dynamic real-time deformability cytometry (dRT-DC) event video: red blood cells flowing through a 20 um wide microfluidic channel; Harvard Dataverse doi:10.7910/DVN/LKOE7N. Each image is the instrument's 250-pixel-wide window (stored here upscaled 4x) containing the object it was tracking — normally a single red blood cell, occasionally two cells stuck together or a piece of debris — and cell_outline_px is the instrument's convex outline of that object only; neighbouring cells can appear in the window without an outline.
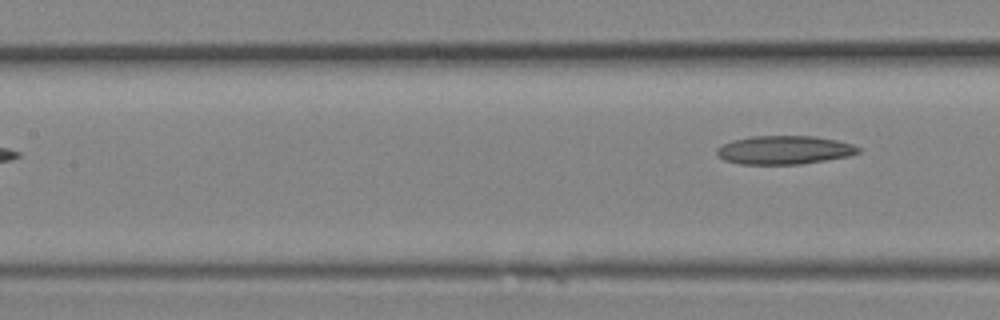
{"species": "Egyptian fruit bat (a non-hibernating species)", "species_latin": "Rousettus aegyptiacus", "temperature_condition": "room temperature", "stored_images_in_passage": 8, "camera_frame_rate_fps": 3000, "um_per_image_px": 0.085, "animal": {"sex": "female"}, "frame": {"image": 1, "passage_image": 8, "time_ms": 2.333, "image_size_px": [1000, 320], "cell_outline_px": [[860, 152], [848, 156], [800, 164], [740, 164], [724, 160], [716, 152], [716, 148], [732, 140], [752, 136], [816, 136], [836, 140], [852, 144], [860, 148]], "centroid_in_image_um": [66.66, 12.74], "position_along_channel_um": 140.7, "area_um2": 23.41}}